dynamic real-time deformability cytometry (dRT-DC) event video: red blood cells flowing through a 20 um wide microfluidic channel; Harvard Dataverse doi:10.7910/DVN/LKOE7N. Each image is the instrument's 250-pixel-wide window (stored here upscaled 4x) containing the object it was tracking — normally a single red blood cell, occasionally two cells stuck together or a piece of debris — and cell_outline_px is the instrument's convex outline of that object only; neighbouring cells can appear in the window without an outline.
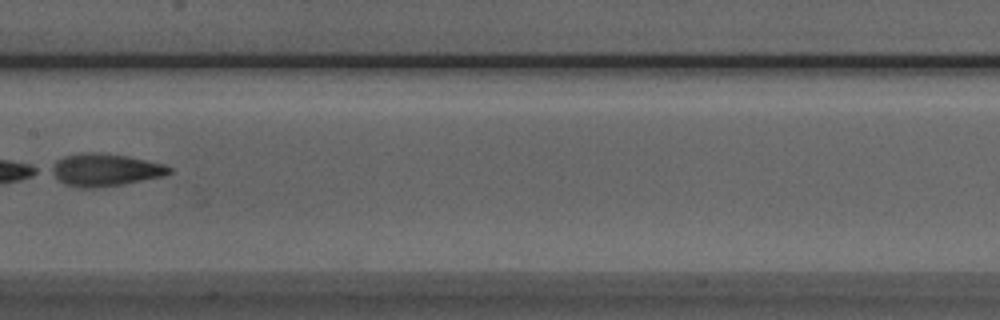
{"species": "Egyptian fruit bat (a non-hibernating species)", "species_latin": "Rousettus aegyptiacus", "temperature_condition": "room temperature", "stored_images_in_passage": 7, "segment_of_instrument_passage": [1, 2], "camera_frame_rate_fps": 3000, "um_per_image_px": 0.085, "animal": {"sex": "male"}, "frame": {"image": 1, "passage_image": 6, "time_ms": 6.0, "image_size_px": [1000, 320], "cell_outline_px": [[172, 172], [164, 176], [124, 184], [92, 188], [80, 188], [64, 184], [48, 172], [48, 168], [56, 160], [64, 156], [88, 152], [92, 152], [128, 156], [164, 164], [172, 168]], "centroid_in_image_um": [8.89, 14.45], "position_along_channel_um": 198.5, "area_um2": 22.48}}